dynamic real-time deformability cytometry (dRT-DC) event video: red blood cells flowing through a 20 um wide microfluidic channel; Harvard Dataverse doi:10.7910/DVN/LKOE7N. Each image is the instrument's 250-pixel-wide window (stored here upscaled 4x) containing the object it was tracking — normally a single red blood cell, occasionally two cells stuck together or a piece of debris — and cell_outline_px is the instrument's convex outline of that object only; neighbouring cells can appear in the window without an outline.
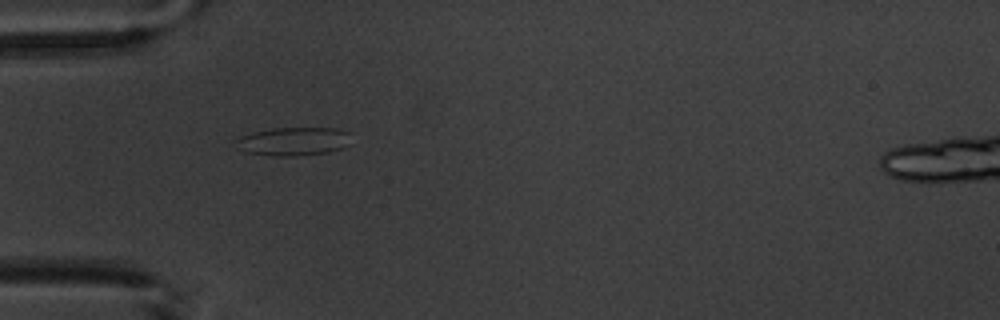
{"species": "common noctule bat (a hibernating species)", "species_latin": "Nyctalus noctula", "temperature_condition": "warm", "stored_images_in_passage": 4, "camera_frame_rate_fps": 3000, "um_per_image_px": 0.085, "animal": {"sex": "male", "body_mass_g": 20.1, "forearm_length_mm": 53.5}, "frame": {"image": 1, "passage_image": 1, "time_ms": 0.0, "image_size_px": [1000, 320], "cell_outline_px": [[348, 144], [340, 148], [328, 152], [296, 156], [276, 156], [244, 152], [236, 148], [232, 140], [240, 136], [252, 132], [272, 128], [340, 128], [348, 132]], "centroid_in_image_um": [24.84, 12.01], "position_along_channel_um": 60.2, "area_um2": 19.25}}
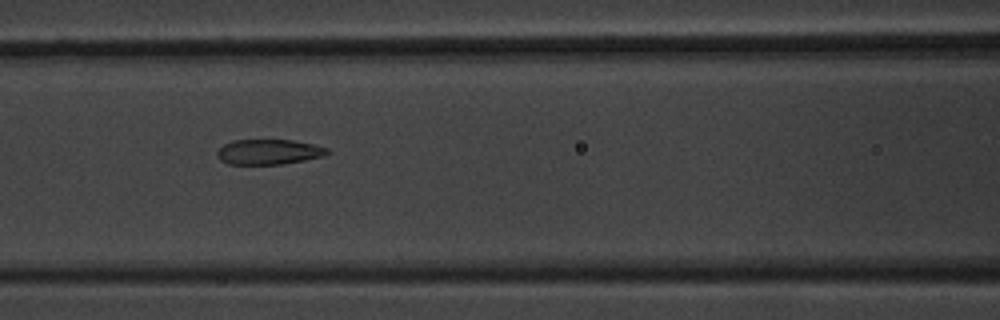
{"frame": {"image": 2, "passage_image": 3, "time_ms": 2.333, "image_size_px": [1000, 320], "cell_outline_px": [[332, 152], [324, 156], [304, 160], [280, 164], [228, 164], [220, 160], [216, 156], [216, 152], [224, 144], [232, 140], [292, 140], [312, 144], [328, 148]], "centroid_in_image_um": [22.84, 12.91], "position_along_channel_um": 143.8, "area_um2": 16.18}}
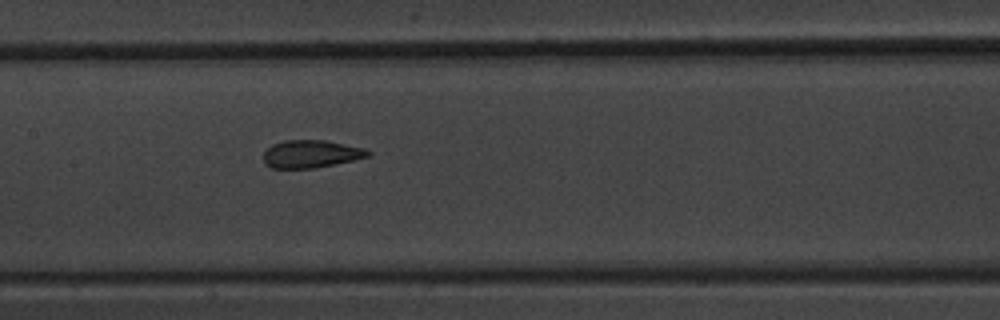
{"frame": {"image": 3, "passage_image": 4, "time_ms": 3.333, "image_size_px": [1000, 320], "cell_outline_px": [[372, 152], [368, 156], [336, 164], [312, 168], [272, 168], [264, 164], [264, 152], [272, 144], [284, 140], [324, 140], [364, 148]], "centroid_in_image_um": [26.41, 13.08], "position_along_channel_um": 181.0, "area_um2": 16.76}}